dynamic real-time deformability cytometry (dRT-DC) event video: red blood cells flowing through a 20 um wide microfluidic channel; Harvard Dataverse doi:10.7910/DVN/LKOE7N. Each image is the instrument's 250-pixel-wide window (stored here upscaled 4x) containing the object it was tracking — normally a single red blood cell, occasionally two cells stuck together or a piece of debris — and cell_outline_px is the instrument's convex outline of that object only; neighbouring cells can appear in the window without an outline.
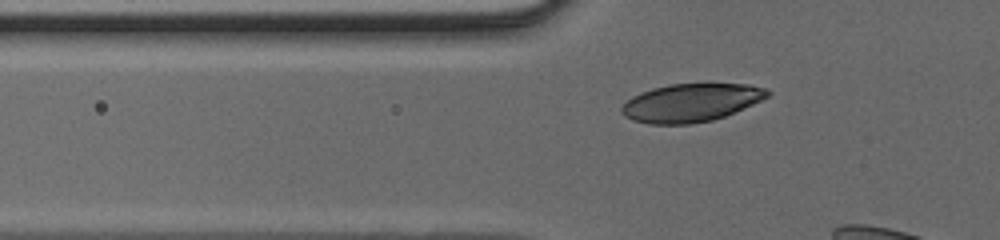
{"species": "human", "species_latin": "Homo sapiens", "temperature_condition": "cold", "stored_images_in_passage": 9, "camera_frame_rate_fps": 3000, "um_per_image_px": 0.085, "donor": {"sex": "male"}, "frame": {"image": 1, "passage_image": 3, "time_ms": 0.667, "image_size_px": [1000, 240], "cell_outline_px": [[772, 92], [768, 96], [752, 104], [724, 116], [712, 120], [692, 124], [648, 124], [632, 120], [624, 116], [620, 112], [620, 108], [632, 96], [652, 88], [668, 84], [748, 84], [764, 88]], "centroid_in_image_um": [58.69, 8.73], "position_along_channel_um": 67.1, "area_um2": 32.25}}
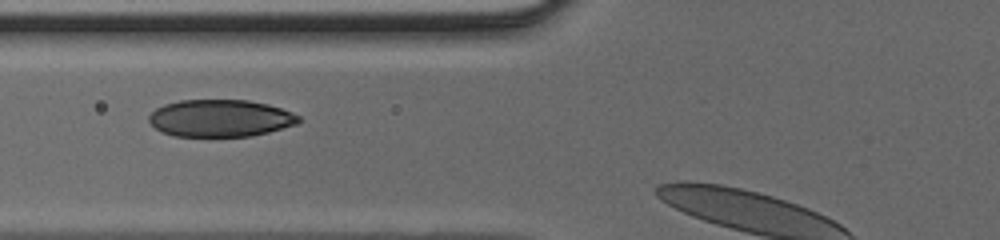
{"frame": {"image": 2, "passage_image": 6, "time_ms": 1.667, "image_size_px": [1000, 240], "cell_outline_px": [[300, 120], [296, 124], [268, 132], [252, 136], [172, 136], [156, 128], [148, 120], [148, 116], [156, 108], [164, 104], [180, 100], [248, 100], [268, 104], [292, 112], [300, 116]], "centroid_in_image_um": [18.72, 10.04], "position_along_channel_um": 107.1, "area_um2": 32.37}}
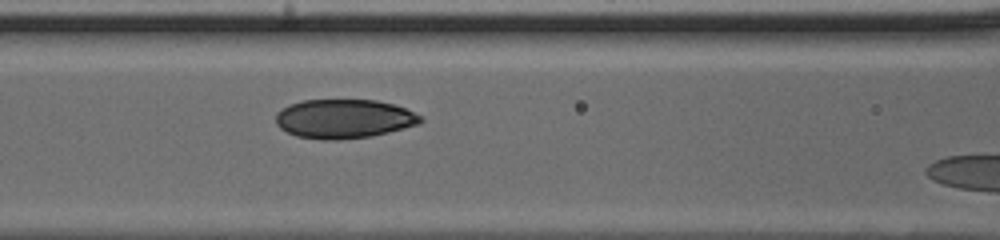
{"frame": {"image": 3, "passage_image": 8, "time_ms": 2.333, "image_size_px": [1000, 240], "cell_outline_px": [[424, 120], [420, 124], [372, 136], [336, 140], [324, 140], [296, 136], [280, 128], [276, 124], [276, 112], [280, 108], [288, 104], [304, 100], [376, 100], [392, 104], [404, 108], [420, 116]], "centroid_in_image_um": [29.2, 10.1], "position_along_channel_um": 137.4, "area_um2": 33.0}}